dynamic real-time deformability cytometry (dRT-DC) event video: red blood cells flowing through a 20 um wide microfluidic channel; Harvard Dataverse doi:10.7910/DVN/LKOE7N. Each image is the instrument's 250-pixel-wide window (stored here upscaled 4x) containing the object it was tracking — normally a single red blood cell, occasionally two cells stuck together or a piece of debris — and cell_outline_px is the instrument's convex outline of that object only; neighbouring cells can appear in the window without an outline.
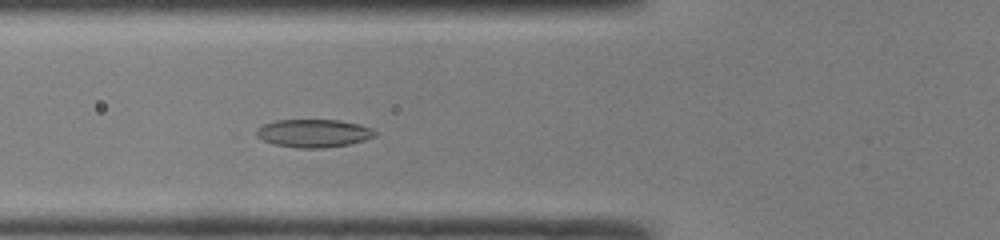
{"species": "common noctule bat (a hibernating species)", "species_latin": "Nyctalus noctula", "temperature_condition": "room temperature", "stored_images_in_passage": 42, "camera_frame_rate_fps": 3000, "um_per_image_px": 0.085, "animal": {"sex": "male", "body_mass_g": 19.0, "forearm_length_mm": 50.8}, "frame": {"image": 1, "passage_image": 12, "time_ms": 3.667, "image_size_px": [1000, 240], "cell_outline_px": [[376, 136], [364, 140], [348, 144], [324, 148], [296, 148], [272, 144], [256, 136], [256, 128], [264, 124], [276, 120], [340, 120], [360, 124], [372, 128], [376, 132]], "centroid_in_image_um": [26.65, 11.32], "position_along_channel_um": 99.1, "area_um2": 19.48}}
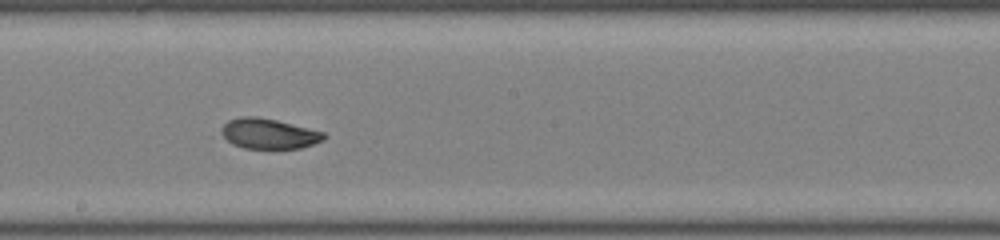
{"frame": {"image": 2, "passage_image": 21, "time_ms": 6.667, "image_size_px": [1000, 240], "cell_outline_px": [[328, 136], [324, 140], [300, 148], [244, 148], [232, 144], [220, 132], [224, 124], [228, 120], [240, 116], [256, 116], [276, 120], [324, 132]], "centroid_in_image_um": [22.85, 11.35], "position_along_channel_um": 225.4, "area_um2": 17.98}}
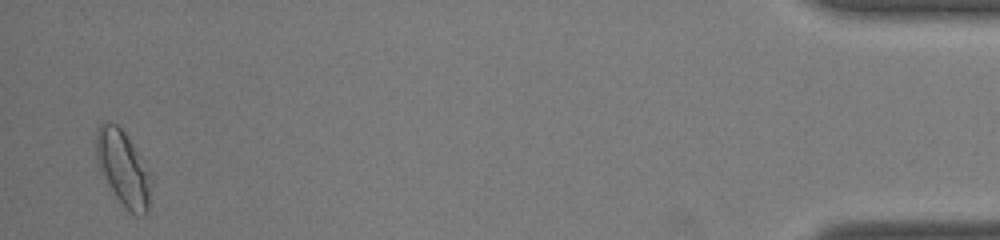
{"frame": {"image": 3, "passage_image": 41, "time_ms": 13.333, "image_size_px": [1000, 240], "cell_outline_px": [[152, 180], [148, 212], [144, 216], [140, 216], [132, 212], [116, 196], [100, 172], [96, 160], [96, 132], [100, 124], [104, 120], [108, 120], [116, 124], [124, 132], [148, 172]], "centroid_in_image_um": [10.44, 14.29], "position_along_channel_um": 424.8, "area_um2": 23.52}, "authors_computed_cell_mechanics": {"area_um2": 19.3919, "velocity_mm_per_s": 4.2123, "shape_relaxation_time_tau1_ms": 7.0724, "shape_relaxation_time_tau2_ms": 2.6709, "deformation_change_tau1": 0.1829, "deformation_change_tau2": 0.0529}}